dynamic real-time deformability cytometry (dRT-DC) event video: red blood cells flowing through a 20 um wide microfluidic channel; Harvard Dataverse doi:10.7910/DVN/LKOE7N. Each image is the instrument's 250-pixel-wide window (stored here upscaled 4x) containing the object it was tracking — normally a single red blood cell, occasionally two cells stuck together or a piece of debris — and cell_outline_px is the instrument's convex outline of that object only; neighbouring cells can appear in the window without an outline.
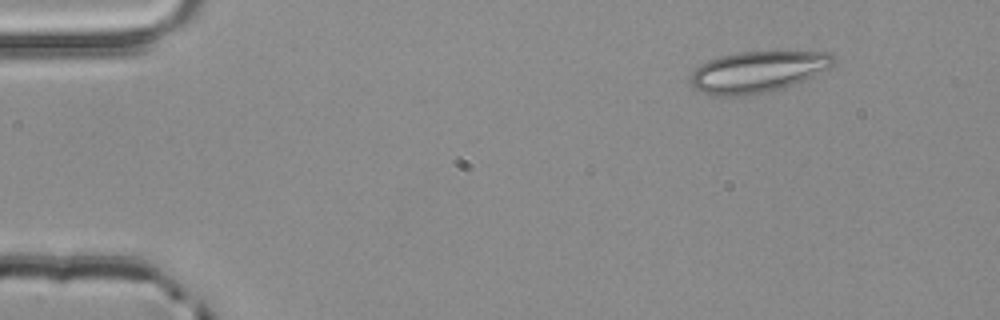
{"species": "common noctule bat (a hibernating species)", "species_latin": "Nyctalus noctula", "temperature_condition": "room temperature", "stored_images_in_passage": 4, "camera_frame_rate_fps": 3000, "um_per_image_px": 0.085, "animal": {"sex": "male", "body_mass_g": 20.4}, "frame": {"image": 1, "passage_image": 1, "time_ms": 0.0, "image_size_px": [1000, 320], "cell_outline_px": [[836, 60], [828, 68], [804, 80], [784, 88], [764, 92], [732, 96], [712, 96], [700, 92], [692, 84], [692, 72], [700, 64], [708, 60], [720, 56], [740, 52], [832, 52]], "centroid_in_image_um": [64.39, 6.1], "position_along_channel_um": 20.6, "area_um2": 33.99}}